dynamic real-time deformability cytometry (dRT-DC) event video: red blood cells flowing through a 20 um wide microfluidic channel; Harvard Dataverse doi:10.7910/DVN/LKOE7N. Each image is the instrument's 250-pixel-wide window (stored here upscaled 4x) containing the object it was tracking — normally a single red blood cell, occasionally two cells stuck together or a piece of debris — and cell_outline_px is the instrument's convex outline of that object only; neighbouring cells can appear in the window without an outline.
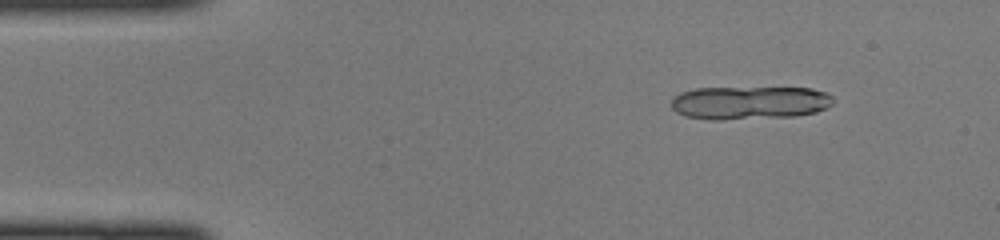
{"species": "common noctule bat (a hibernating species)", "species_latin": "Nyctalus noctula", "temperature_condition": "cold", "stored_images_in_passage": 14, "camera_frame_rate_fps": 3000, "um_per_image_px": 0.085, "animal": {"sex": "female", "body_mass_g": 22.0, "forearm_length_mm": 56.7}, "frame": {"image": 1, "passage_image": 5, "time_ms": 1.333, "image_size_px": [1000, 240], "cell_outline_px": [[836, 100], [832, 104], [816, 112], [796, 116], [720, 120], [708, 120], [684, 116], [676, 112], [672, 108], [672, 96], [680, 92], [696, 88], [812, 88], [828, 92]], "centroid_in_image_um": [63.71, 8.73], "position_along_channel_um": 21.3, "area_um2": 31.79}}